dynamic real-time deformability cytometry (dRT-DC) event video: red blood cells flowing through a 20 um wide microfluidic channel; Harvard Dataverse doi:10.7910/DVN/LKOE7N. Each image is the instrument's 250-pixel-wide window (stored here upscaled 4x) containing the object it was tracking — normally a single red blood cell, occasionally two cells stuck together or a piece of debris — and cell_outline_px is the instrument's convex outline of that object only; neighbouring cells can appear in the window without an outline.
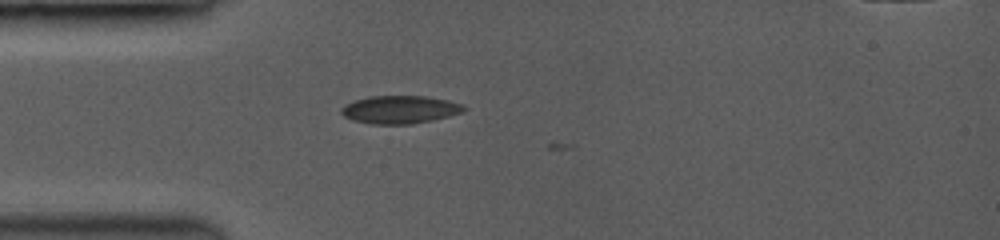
{"species": "common noctule bat (a hibernating species)", "species_latin": "Nyctalus noctula", "temperature_condition": "room temperature", "stored_images_in_passage": 11, "camera_frame_rate_fps": 3500, "um_per_image_px": 0.085, "animal": {"sex": "female", "body_mass_g": 19.0, "forearm_length_mm": 53.3}, "frame": {"image": 1, "passage_image": 10, "time_ms": 2.571, "image_size_px": [1000, 240], "cell_outline_px": [[464, 112], [432, 120], [412, 124], [372, 124], [352, 120], [344, 116], [340, 112], [340, 108], [356, 100], [372, 96], [424, 96], [444, 100], [460, 104], [464, 108]], "centroid_in_image_um": [33.95, 9.32], "position_along_channel_um": 51.0, "area_um2": 19.59}}